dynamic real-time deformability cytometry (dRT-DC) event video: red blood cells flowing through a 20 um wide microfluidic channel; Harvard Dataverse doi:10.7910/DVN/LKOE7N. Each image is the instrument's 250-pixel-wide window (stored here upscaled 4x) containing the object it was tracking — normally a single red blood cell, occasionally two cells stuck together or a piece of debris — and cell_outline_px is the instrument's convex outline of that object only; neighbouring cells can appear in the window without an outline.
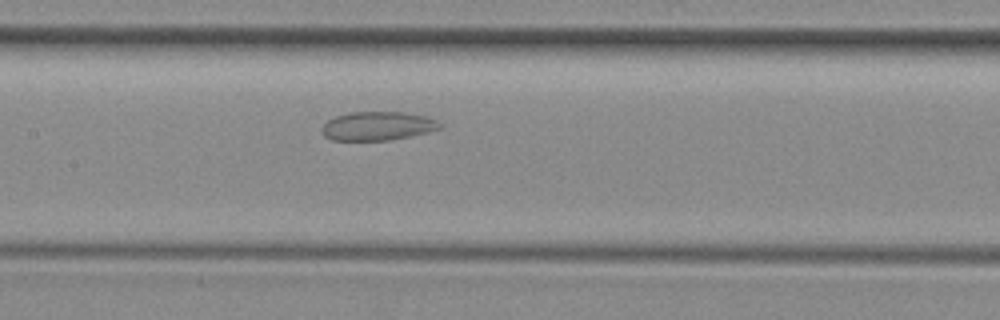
{"species": "common noctule bat (a hibernating species)", "species_latin": "Nyctalus noctula", "temperature_condition": "room temperature", "stored_images_in_passage": 36, "segment_of_instrument_passage": [1, 2], "camera_frame_rate_fps": 3000, "um_per_image_px": 0.085, "animal": {"sex": "female", "body_mass_g": 29.2, "forearm_length_mm": 56.3}, "frame": {"image": 1, "passage_image": 12, "time_ms": 3.667, "image_size_px": [1000, 320], "cell_outline_px": [[444, 124], [440, 128], [428, 132], [388, 140], [332, 140], [324, 136], [324, 124], [328, 120], [336, 116], [352, 112], [404, 112], [424, 116], [436, 120]], "centroid_in_image_um": [32.13, 10.7], "position_along_channel_um": 175.3, "area_um2": 19.48}}
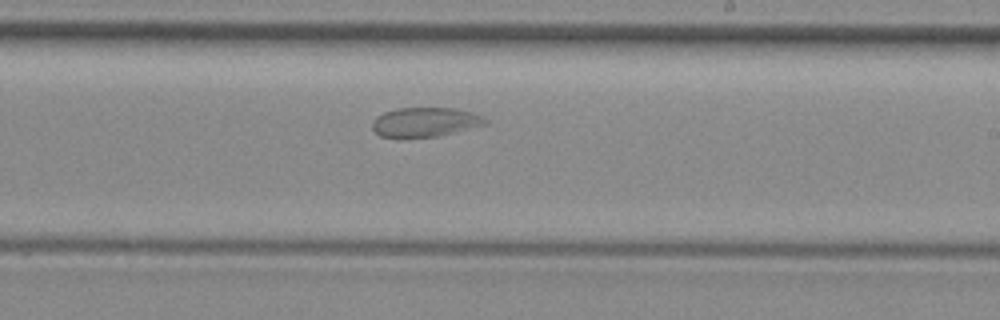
{"frame": {"image": 2, "passage_image": 18, "time_ms": 5.667, "image_size_px": [1000, 320], "cell_outline_px": [[488, 124], [436, 136], [380, 136], [372, 128], [372, 124], [376, 116], [384, 112], [396, 108], [452, 108], [472, 112], [484, 116], [488, 120]], "centroid_in_image_um": [36.16, 10.35], "position_along_channel_um": 252.8, "area_um2": 19.02}}
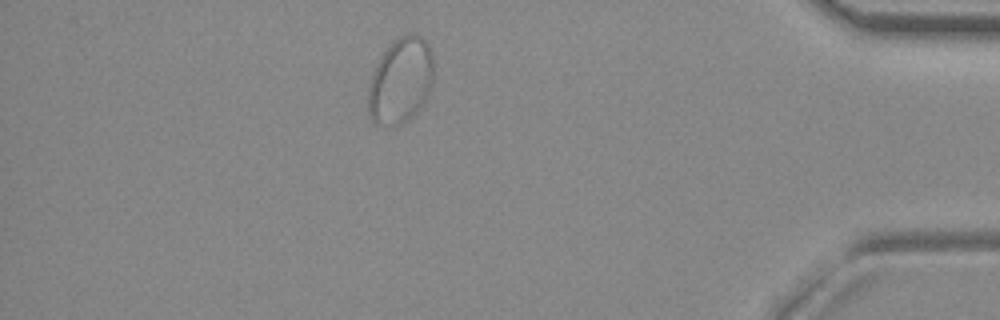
{"frame": {"image": 3, "passage_image": 33, "time_ms": 10.667, "image_size_px": [1000, 320], "cell_outline_px": [[432, 88], [416, 112], [408, 120], [400, 124], [388, 124], [372, 120], [368, 112], [368, 84], [372, 72], [384, 48], [400, 36], [408, 32], [412, 32], [420, 36], [428, 44], [432, 52]], "centroid_in_image_um": [34.04, 6.8], "position_along_channel_um": 401.2, "area_um2": 32.66}}